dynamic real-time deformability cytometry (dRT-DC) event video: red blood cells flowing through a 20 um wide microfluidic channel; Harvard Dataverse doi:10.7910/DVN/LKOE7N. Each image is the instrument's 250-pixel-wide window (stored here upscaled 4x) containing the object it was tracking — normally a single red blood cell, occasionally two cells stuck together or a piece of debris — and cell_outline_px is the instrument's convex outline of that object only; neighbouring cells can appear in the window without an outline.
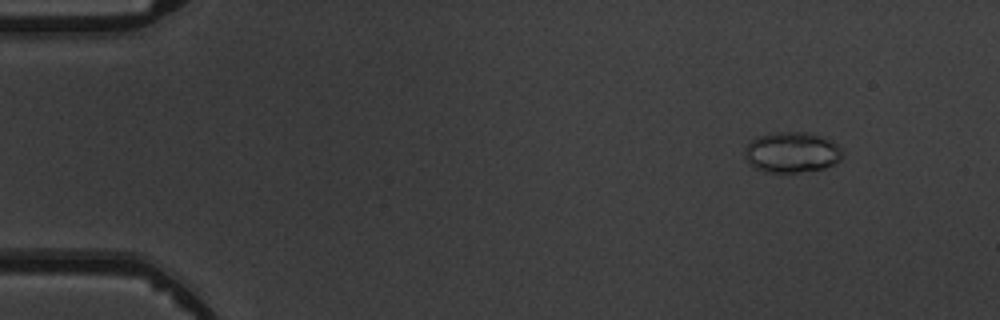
{"species": "common noctule bat (a hibernating species)", "species_latin": "Nyctalus noctula", "temperature_condition": "warm", "stored_images_in_passage": 5, "camera_frame_rate_fps": 3000, "um_per_image_px": 0.085, "animal": {"sex": "male", "body_mass_g": 19.5, "forearm_length_mm": 54.6}, "frame": {"image": 1, "passage_image": 2, "time_ms": 1.0, "image_size_px": [1000, 320], "cell_outline_px": [[840, 160], [824, 168], [796, 172], [764, 172], [756, 168], [744, 156], [744, 148], [756, 136], [780, 132], [804, 132], [832, 140], [840, 148]], "centroid_in_image_um": [67.27, 12.94], "position_along_channel_um": 17.7, "area_um2": 22.72}}
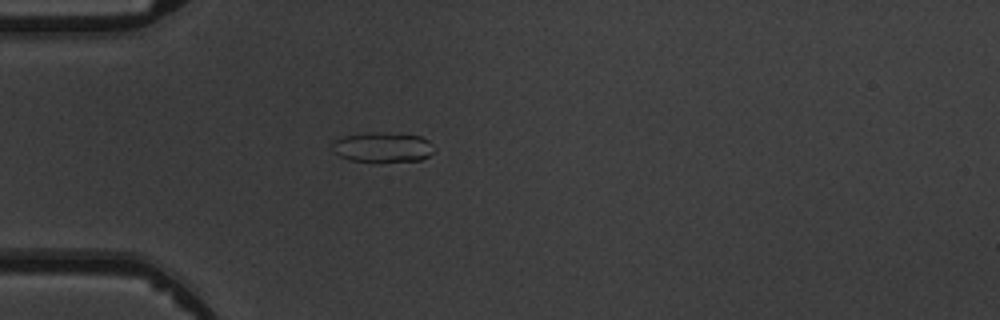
{"frame": {"image": 2, "passage_image": 5, "time_ms": 4.333, "image_size_px": [1000, 320], "cell_outline_px": [[432, 152], [428, 156], [420, 160], [352, 160], [340, 156], [332, 148], [332, 144], [336, 140], [344, 136], [368, 132], [400, 132], [420, 136], [428, 140]], "centroid_in_image_um": [32.52, 12.46], "position_along_channel_um": 52.5, "area_um2": 17.28}}